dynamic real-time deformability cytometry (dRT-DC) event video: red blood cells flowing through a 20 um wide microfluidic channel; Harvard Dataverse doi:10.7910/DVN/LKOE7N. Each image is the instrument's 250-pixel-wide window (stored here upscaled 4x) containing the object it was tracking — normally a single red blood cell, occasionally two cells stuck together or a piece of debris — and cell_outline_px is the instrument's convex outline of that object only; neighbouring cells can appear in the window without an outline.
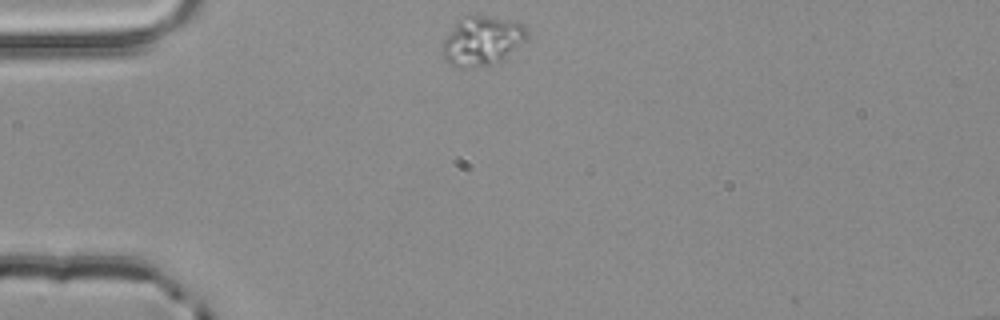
{"species": "common noctule bat (a hibernating species)", "species_latin": "Nyctalus noctula", "temperature_condition": "room temperature", "stored_images_in_passage": 2, "camera_frame_rate_fps": 3000, "um_per_image_px": 0.085, "animal": {"sex": "male", "body_mass_g": 20.4}, "frame": {"image": 1, "passage_image": 1, "time_ms": 0.0, "image_size_px": [1000, 320], "cell_outline_px": [[528, 40], [500, 60], [488, 64], [460, 68], [456, 68], [448, 64], [444, 60], [440, 52], [440, 48], [444, 40], [456, 24], [464, 16], [488, 16], [520, 24], [528, 28]], "centroid_in_image_um": [40.94, 3.49], "position_along_channel_um": 44.1, "area_um2": 23.93}}
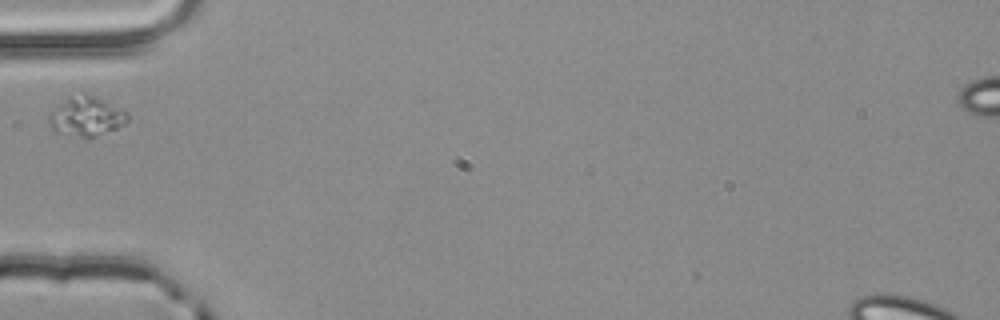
{"frame": {"image": 2, "passage_image": 2, "time_ms": 0.333, "image_size_px": [1000, 320], "cell_outline_px": [[128, 120], [124, 124], [116, 128], [88, 140], [56, 132], [48, 124], [48, 116], [68, 96], [84, 92], [88, 92], [128, 112]], "centroid_in_image_um": [7.33, 9.9], "position_along_channel_um": 77.7, "area_um2": 18.44}}